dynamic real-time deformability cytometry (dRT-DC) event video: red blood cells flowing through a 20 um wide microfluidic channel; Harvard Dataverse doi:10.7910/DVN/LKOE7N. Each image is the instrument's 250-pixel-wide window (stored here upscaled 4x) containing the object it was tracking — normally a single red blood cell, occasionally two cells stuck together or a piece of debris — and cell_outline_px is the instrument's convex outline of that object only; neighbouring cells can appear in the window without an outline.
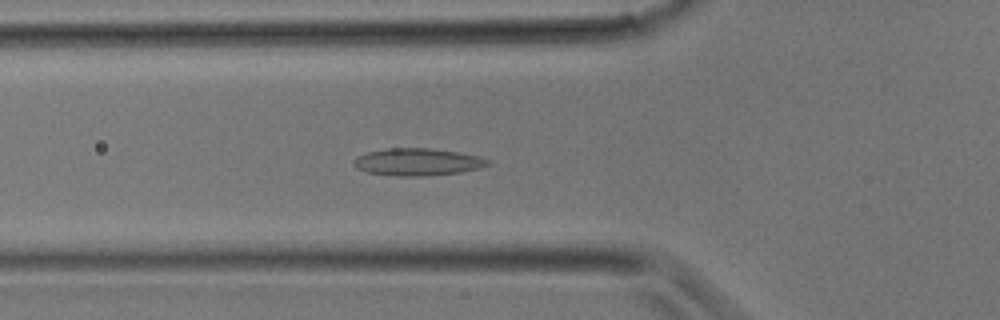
{"species": "common noctule bat (a hibernating species)", "species_latin": "Nyctalus noctula", "temperature_condition": "room temperature", "stored_images_in_passage": 22, "camera_frame_rate_fps": 3000, "um_per_image_px": 0.085, "animal": {"sex": "male", "body_mass_g": 17.9}, "frame": {"image": 1, "passage_image": 4, "time_ms": 1.0, "image_size_px": [1000, 320], "cell_outline_px": [[492, 164], [480, 168], [460, 172], [428, 176], [396, 176], [364, 172], [356, 168], [352, 164], [352, 160], [356, 156], [368, 152], [388, 148], [432, 148], [480, 156], [492, 160]], "centroid_in_image_um": [35.49, 13.77], "position_along_channel_um": 90.3, "area_um2": 21.68}}
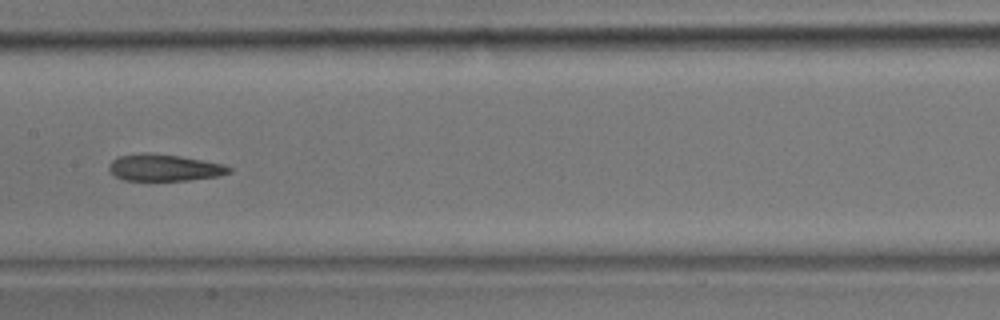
{"frame": {"image": 2, "passage_image": 9, "time_ms": 2.667, "image_size_px": [1000, 320], "cell_outline_px": [[232, 172], [220, 176], [188, 180], [124, 180], [116, 176], [108, 168], [108, 164], [112, 160], [120, 156], [144, 152], [180, 156], [224, 164], [232, 168]], "centroid_in_image_um": [13.99, 14.25], "position_along_channel_um": 193.4, "area_um2": 18.67}}
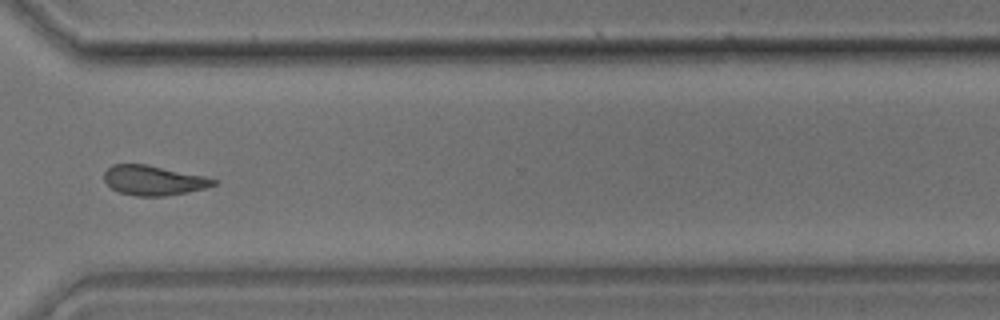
{"frame": {"image": 3, "passage_image": 17, "time_ms": 5.333, "image_size_px": [1000, 320], "cell_outline_px": [[216, 184], [204, 188], [164, 196], [136, 196], [120, 192], [112, 188], [104, 180], [104, 172], [112, 164], [148, 164], [208, 176], [216, 180]], "centroid_in_image_um": [13.05, 15.31], "position_along_channel_um": 357.5, "area_um2": 18.96}}